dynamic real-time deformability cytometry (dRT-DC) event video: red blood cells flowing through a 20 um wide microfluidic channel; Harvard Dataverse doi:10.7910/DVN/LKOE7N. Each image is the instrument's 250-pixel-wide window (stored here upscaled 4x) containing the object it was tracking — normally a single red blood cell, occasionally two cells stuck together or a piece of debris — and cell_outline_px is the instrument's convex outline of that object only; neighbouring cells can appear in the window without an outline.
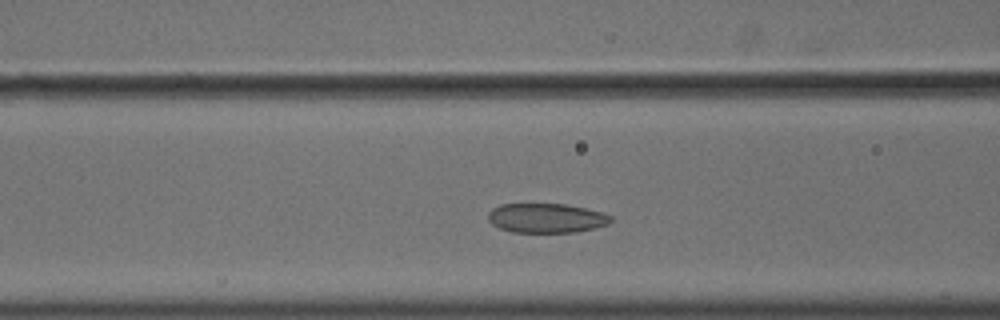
{"species": "common noctule bat (a hibernating species)", "species_latin": "Nyctalus noctula", "temperature_condition": "cold", "stored_images_in_passage": 44, "camera_frame_rate_fps": 3000, "um_per_image_px": 0.085, "animal": {"sex": "male", "body_mass_g": 18.8}, "frame": {"image": 1, "passage_image": 14, "time_ms": 4.333, "image_size_px": [1000, 320], "cell_outline_px": [[612, 220], [608, 224], [576, 232], [512, 232], [500, 228], [492, 224], [488, 220], [488, 212], [492, 208], [500, 204], [568, 204], [604, 212], [612, 216]], "centroid_in_image_um": [46.44, 18.52], "position_along_channel_um": 120.2, "area_um2": 21.15}}
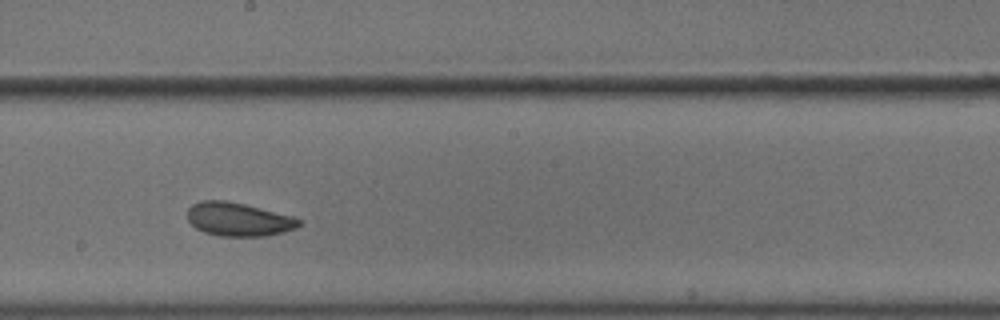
{"frame": {"image": 2, "passage_image": 23, "time_ms": 7.333, "image_size_px": [1000, 320], "cell_outline_px": [[304, 220], [296, 228], [284, 232], [264, 236], [220, 236], [204, 232], [196, 228], [188, 220], [188, 208], [192, 204], [200, 200], [224, 200], [244, 204], [292, 216]], "centroid_in_image_um": [20.27, 18.64], "position_along_channel_um": 227.9, "area_um2": 21.79}}
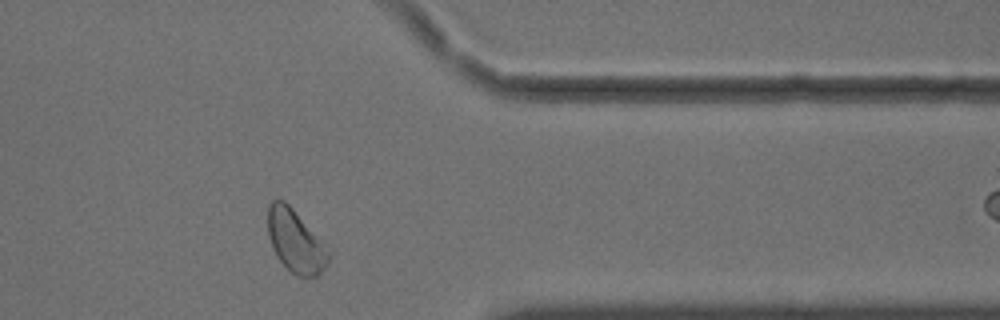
{"frame": {"image": 3, "passage_image": 37, "time_ms": 12.0, "image_size_px": [1000, 320], "cell_outline_px": [[332, 252], [328, 264], [316, 276], [296, 276], [276, 256], [272, 248], [268, 236], [268, 204], [272, 200], [284, 200], [332, 248]], "centroid_in_image_um": [25.17, 20.49], "position_along_channel_um": 386.2, "area_um2": 22.6}, "authors_computed_cell_mechanics": {"area_um2": 21.964, "velocity_mm_per_s": 3.5897, "shape_relaxation_time_tau1_ms": 4.6001, "shape_relaxation_time_tau2_ms": 1.7037, "deformation_change_tau1": 0.1129, "deformation_change_tau2": 0.074}}